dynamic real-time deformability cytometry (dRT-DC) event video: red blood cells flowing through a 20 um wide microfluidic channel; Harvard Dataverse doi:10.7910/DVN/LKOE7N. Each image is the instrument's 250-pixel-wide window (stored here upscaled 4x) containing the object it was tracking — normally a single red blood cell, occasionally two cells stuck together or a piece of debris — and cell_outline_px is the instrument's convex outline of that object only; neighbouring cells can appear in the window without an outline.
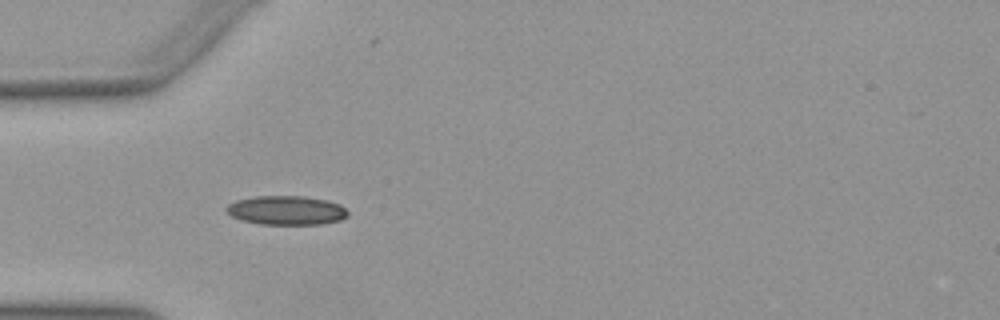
{"species": "Egyptian fruit bat (a non-hibernating species)", "species_latin": "Rousettus aegyptiacus", "temperature_condition": "warm", "stored_images_in_passage": 19, "camera_frame_rate_fps": 3000, "um_per_image_px": 0.085, "animal": {"sex": "female"}, "frame": {"image": 1, "passage_image": 1, "time_ms": 0.0, "image_size_px": [1000, 320], "cell_outline_px": [[348, 216], [340, 220], [320, 224], [260, 224], [240, 220], [232, 216], [224, 208], [228, 204], [236, 200], [256, 196], [304, 196], [328, 200], [340, 204], [348, 212]], "centroid_in_image_um": [24.34, 17.87], "position_along_channel_um": 60.7, "area_um2": 20.63}}
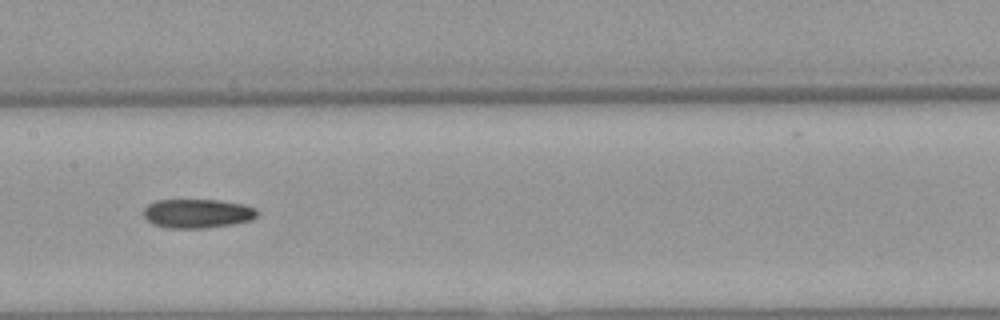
{"frame": {"image": 2, "passage_image": 11, "time_ms": 3.333, "image_size_px": [1000, 320], "cell_outline_px": [[256, 216], [252, 220], [232, 224], [204, 228], [164, 228], [152, 224], [144, 216], [144, 208], [148, 204], [156, 200], [220, 200], [244, 204], [256, 208]], "centroid_in_image_um": [16.76, 18.14], "position_along_channel_um": 190.6, "area_um2": 19.31}}
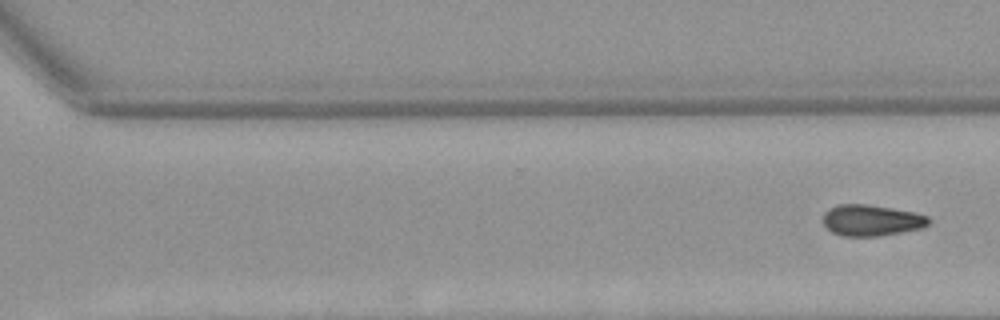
{"frame": {"image": 3, "passage_image": 19, "time_ms": 6.0, "image_size_px": [1000, 320], "cell_outline_px": [[932, 220], [924, 228], [880, 236], [840, 236], [832, 232], [824, 224], [824, 212], [828, 208], [840, 204], [864, 204], [892, 208], [916, 212], [928, 216]], "centroid_in_image_um": [74.11, 18.73], "position_along_channel_um": 296.5, "area_um2": 19.36}}